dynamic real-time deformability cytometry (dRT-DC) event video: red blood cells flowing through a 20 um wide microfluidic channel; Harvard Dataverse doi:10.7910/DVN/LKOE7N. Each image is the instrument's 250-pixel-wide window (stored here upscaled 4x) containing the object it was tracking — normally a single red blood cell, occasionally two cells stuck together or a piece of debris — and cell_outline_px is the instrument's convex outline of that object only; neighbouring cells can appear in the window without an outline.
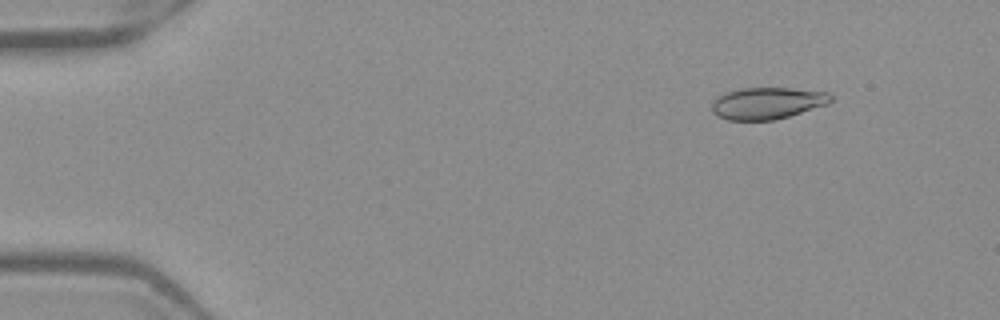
{"species": "Egyptian fruit bat (a non-hibernating species)", "species_latin": "Rousettus aegyptiacus", "temperature_condition": "warm", "stored_images_in_passage": 46, "camera_frame_rate_fps": 3000, "um_per_image_px": 0.085, "frame": {"image": 1, "passage_image": 1, "time_ms": 0.0, "image_size_px": [1000, 320], "cell_outline_px": [[832, 100], [828, 104], [776, 120], [728, 120], [716, 116], [712, 112], [712, 100], [728, 92], [740, 88], [788, 88], [828, 92], [832, 96]], "centroid_in_image_um": [65.21, 8.78], "position_along_channel_um": 19.8, "area_um2": 22.02}}
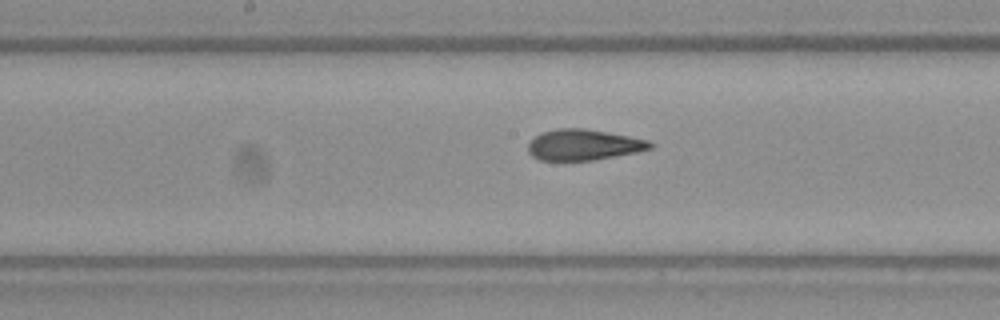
{"frame": {"image": 2, "passage_image": 22, "time_ms": 7.0, "image_size_px": [1000, 320], "cell_outline_px": [[656, 144], [652, 148], [636, 152], [616, 156], [592, 160], [540, 160], [532, 156], [528, 152], [528, 144], [540, 132], [556, 128], [584, 128], [608, 132], [648, 140]], "centroid_in_image_um": [49.61, 12.3], "position_along_channel_um": 198.6, "area_um2": 21.96}}
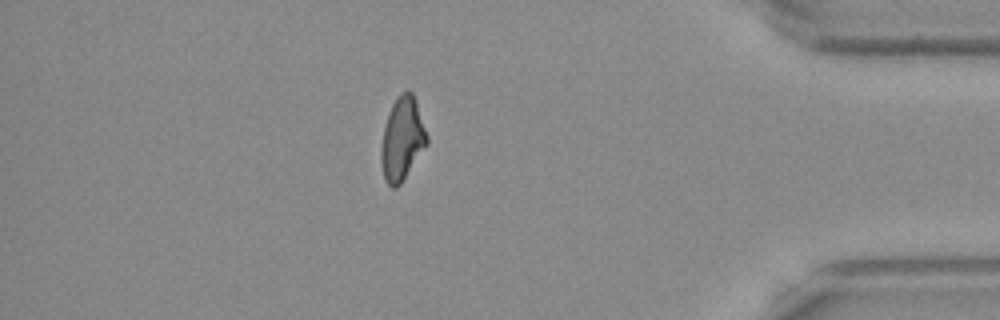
{"frame": {"image": 3, "passage_image": 40, "time_ms": 13.0, "image_size_px": [1000, 320], "cell_outline_px": [[428, 144], [400, 184], [396, 188], [392, 188], [384, 180], [380, 160], [380, 148], [384, 128], [388, 112], [396, 96], [400, 92], [408, 88], [412, 92], [416, 100], [428, 136]], "centroid_in_image_um": [34.18, 11.78], "position_along_channel_um": 401.0, "area_um2": 22.54}, "authors_computed_cell_mechanics": {"area_um2": 22.5709, "velocity_mm_per_s": 3.969, "shape_relaxation_time_tau1_ms": 8.4748, "shape_relaxation_time_tau2_ms": 1.3884, "deformation_change_tau1": 0.2158, "deformation_change_tau2": 0.0829}}